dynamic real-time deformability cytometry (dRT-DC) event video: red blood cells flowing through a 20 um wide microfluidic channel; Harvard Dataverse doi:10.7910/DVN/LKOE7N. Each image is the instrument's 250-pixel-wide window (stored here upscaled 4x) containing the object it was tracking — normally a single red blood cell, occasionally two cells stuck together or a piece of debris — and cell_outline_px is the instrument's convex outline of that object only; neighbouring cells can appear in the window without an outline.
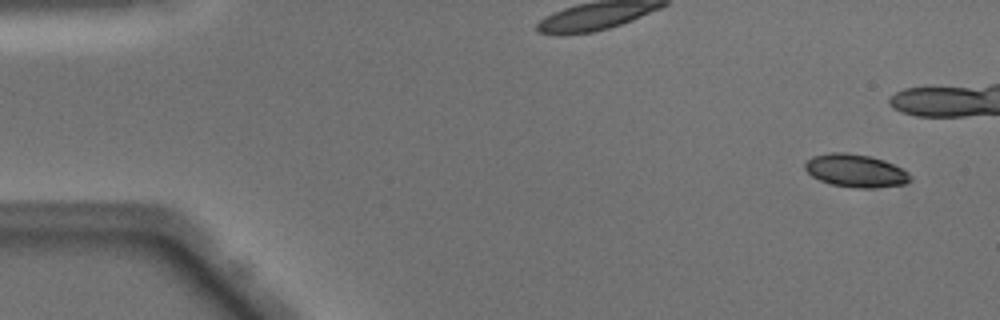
{"species": "Egyptian fruit bat (a non-hibernating species)", "species_latin": "Rousettus aegyptiacus", "temperature_condition": "warm", "stored_images_in_passage": 49, "camera_frame_rate_fps": 3000, "um_per_image_px": 0.085, "animal": {"sex": "male"}, "frame": {"image": 1, "passage_image": 1, "time_ms": 0.0, "image_size_px": [1000, 320], "cell_outline_px": [[912, 180], [904, 184], [876, 188], [852, 188], [832, 184], [820, 180], [812, 176], [804, 168], [804, 164], [812, 156], [832, 152], [844, 152], [872, 156], [884, 160], [908, 172], [912, 176]], "centroid_in_image_um": [72.74, 14.51], "position_along_channel_um": 12.3, "area_um2": 20.29}}
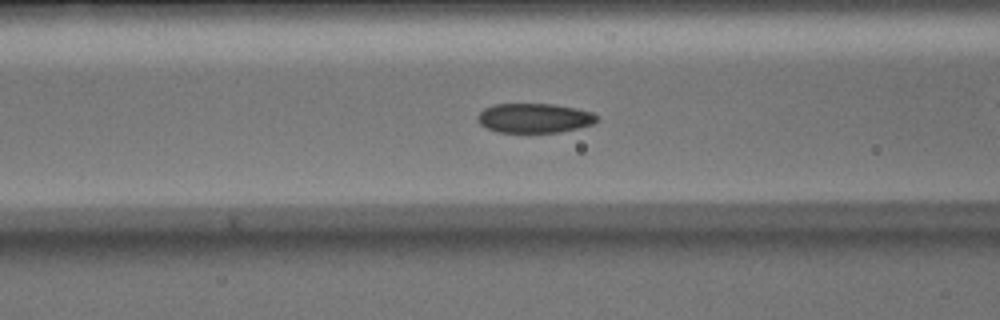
{"frame": {"image": 2, "passage_image": 18, "time_ms": 5.667, "image_size_px": [1000, 320], "cell_outline_px": [[600, 120], [592, 124], [576, 128], [556, 132], [496, 132], [480, 124], [476, 116], [484, 108], [492, 104], [552, 104], [576, 108], [592, 112], [600, 116]], "centroid_in_image_um": [45.43, 10.02], "position_along_channel_um": 121.2, "area_um2": 20.52}}
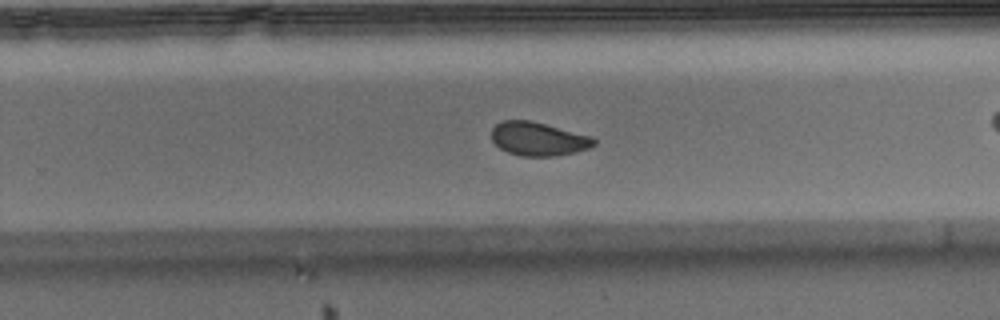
{"frame": {"image": 3, "passage_image": 30, "time_ms": 9.667, "image_size_px": [1000, 320], "cell_outline_px": [[596, 144], [588, 148], [576, 152], [556, 156], [520, 156], [508, 152], [500, 148], [492, 140], [492, 128], [496, 124], [504, 120], [532, 120], [592, 136], [596, 140]], "centroid_in_image_um": [45.77, 11.8], "position_along_channel_um": 284.0, "area_um2": 20.17}, "authors_computed_cell_mechanics": {"area_um2": 20.8658, "velocity_mm_per_s": 4.0781, "shape_relaxation_time_tau1_ms": 4.0523, "shape_relaxation_time_tau2_ms": 1.3414, "deformation_change_tau1": 0.1124, "deformation_change_tau2": 0.0562}}